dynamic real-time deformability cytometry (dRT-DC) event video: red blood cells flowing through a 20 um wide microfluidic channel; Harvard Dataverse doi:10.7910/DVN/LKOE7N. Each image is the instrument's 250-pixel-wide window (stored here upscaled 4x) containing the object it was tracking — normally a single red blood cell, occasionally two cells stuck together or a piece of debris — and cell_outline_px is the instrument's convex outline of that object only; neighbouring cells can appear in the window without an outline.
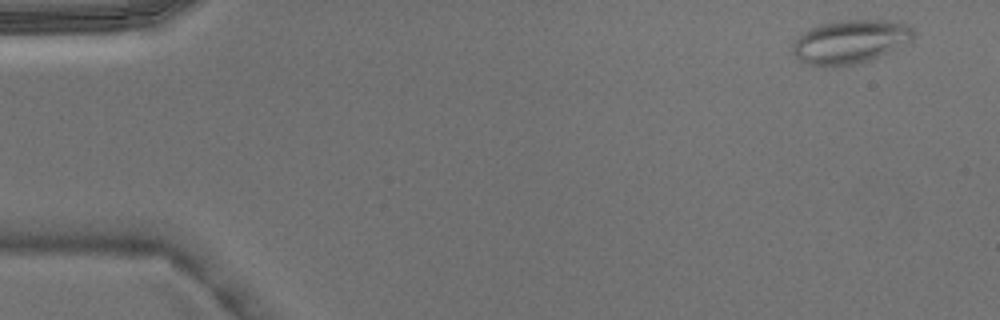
{"species": "Egyptian fruit bat (a non-hibernating species)", "species_latin": "Rousettus aegyptiacus", "temperature_condition": "warm", "stored_images_in_passage": 4, "camera_frame_rate_fps": 3000, "um_per_image_px": 0.085, "animal": {"sex": "male"}, "frame": {"image": 1, "passage_image": 1, "time_ms": 0.0, "image_size_px": [1000, 320], "cell_outline_px": [[912, 40], [908, 44], [872, 60], [856, 64], [832, 68], [808, 64], [800, 60], [792, 52], [792, 44], [800, 32], [820, 24], [840, 20], [900, 20], [908, 24], [912, 28]], "centroid_in_image_um": [72.28, 3.55], "position_along_channel_um": 12.7, "area_um2": 31.5}}